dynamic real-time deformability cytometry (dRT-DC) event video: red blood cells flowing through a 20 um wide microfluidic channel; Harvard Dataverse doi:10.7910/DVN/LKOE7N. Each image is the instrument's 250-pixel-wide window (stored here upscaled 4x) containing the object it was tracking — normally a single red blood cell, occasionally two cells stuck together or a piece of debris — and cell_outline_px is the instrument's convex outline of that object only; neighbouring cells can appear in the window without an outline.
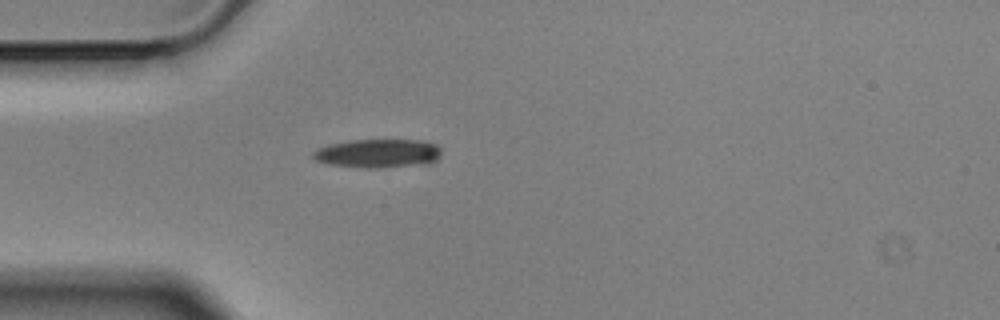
{"species": "Egyptian fruit bat (a non-hibernating species)", "species_latin": "Rousettus aegyptiacus", "temperature_condition": "cold", "stored_images_in_passage": 1, "camera_frame_rate_fps": 3000, "um_per_image_px": 0.085, "animal": {"sex": "male"}, "frame": {"image": 1, "passage_image": 1, "time_ms": 0.0, "image_size_px": [1000, 320], "cell_outline_px": [[440, 156], [432, 164], [380, 168], [364, 168], [332, 164], [316, 160], [312, 156], [312, 152], [316, 148], [328, 144], [352, 140], [420, 140], [436, 144], [440, 148]], "centroid_in_image_um": [32.16, 13.04], "position_along_channel_um": 52.8, "area_um2": 21.68}}